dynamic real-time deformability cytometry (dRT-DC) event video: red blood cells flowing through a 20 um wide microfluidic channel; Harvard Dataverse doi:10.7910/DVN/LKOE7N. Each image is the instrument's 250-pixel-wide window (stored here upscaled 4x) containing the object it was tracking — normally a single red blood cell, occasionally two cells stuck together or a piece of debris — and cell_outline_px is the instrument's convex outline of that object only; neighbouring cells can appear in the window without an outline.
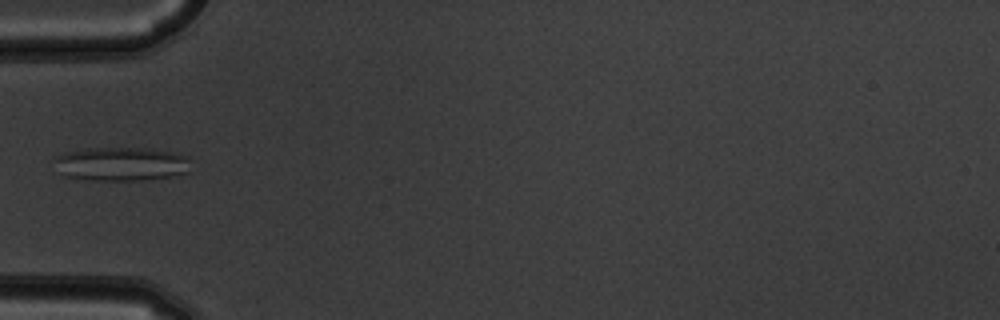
{"species": "common noctule bat (a hibernating species)", "species_latin": "Nyctalus noctula", "temperature_condition": "warm", "stored_images_in_passage": 6, "camera_frame_rate_fps": 3000, "um_per_image_px": 0.085, "animal": {"sex": "male", "body_mass_g": 19.5, "forearm_length_mm": 54.6}, "frame": {"image": 1, "passage_image": 5, "time_ms": 1.333, "image_size_px": [1000, 320], "cell_outline_px": [[188, 172], [176, 176], [140, 180], [92, 180], [64, 176], [60, 172], [52, 160], [52, 156], [64, 152], [88, 148], [144, 148], [172, 152], [188, 156]], "centroid_in_image_um": [10.25, 13.93], "position_along_channel_um": 74.8, "area_um2": 27.05}}
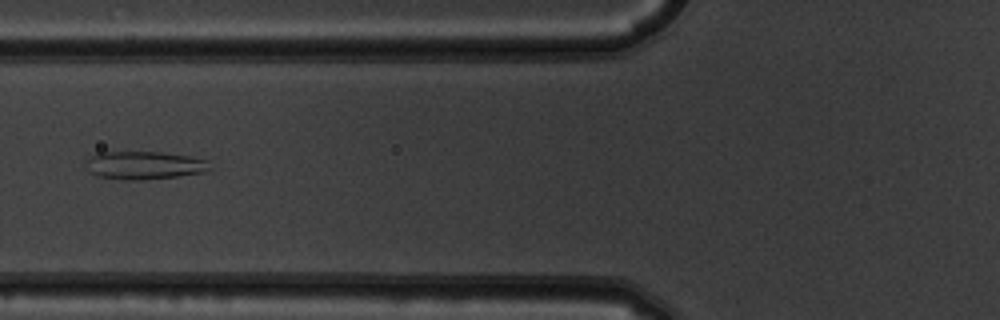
{"frame": {"image": 2, "passage_image": 6, "time_ms": 1.667, "image_size_px": [1000, 320], "cell_outline_px": [[212, 168], [204, 172], [176, 176], [144, 180], [124, 180], [96, 176], [92, 172], [84, 160], [96, 152], [160, 152], [192, 156], [208, 160]], "centroid_in_image_um": [12.28, 14.04], "position_along_channel_um": 113.5, "area_um2": 20.4}}